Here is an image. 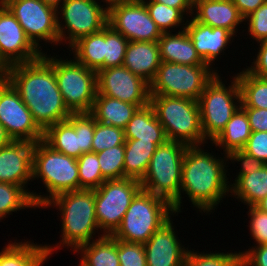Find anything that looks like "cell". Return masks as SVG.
I'll return each instance as SVG.
<instances>
[{
  "mask_svg": "<svg viewBox=\"0 0 267 266\" xmlns=\"http://www.w3.org/2000/svg\"><path fill=\"white\" fill-rule=\"evenodd\" d=\"M45 4H47L48 6L56 9L58 11V9L61 7V5L66 1V0H42ZM62 3V4H60Z\"/></svg>",
  "mask_w": 267,
  "mask_h": 266,
  "instance_id": "cell-53",
  "label": "cell"
},
{
  "mask_svg": "<svg viewBox=\"0 0 267 266\" xmlns=\"http://www.w3.org/2000/svg\"><path fill=\"white\" fill-rule=\"evenodd\" d=\"M234 5L239 10L242 17L245 19L247 16L257 10L267 0H232Z\"/></svg>",
  "mask_w": 267,
  "mask_h": 266,
  "instance_id": "cell-49",
  "label": "cell"
},
{
  "mask_svg": "<svg viewBox=\"0 0 267 266\" xmlns=\"http://www.w3.org/2000/svg\"><path fill=\"white\" fill-rule=\"evenodd\" d=\"M34 143L13 140L0 148V182L26 188L32 181Z\"/></svg>",
  "mask_w": 267,
  "mask_h": 266,
  "instance_id": "cell-19",
  "label": "cell"
},
{
  "mask_svg": "<svg viewBox=\"0 0 267 266\" xmlns=\"http://www.w3.org/2000/svg\"><path fill=\"white\" fill-rule=\"evenodd\" d=\"M239 253L240 266H267V245H255Z\"/></svg>",
  "mask_w": 267,
  "mask_h": 266,
  "instance_id": "cell-46",
  "label": "cell"
},
{
  "mask_svg": "<svg viewBox=\"0 0 267 266\" xmlns=\"http://www.w3.org/2000/svg\"><path fill=\"white\" fill-rule=\"evenodd\" d=\"M187 147L173 140L160 144L140 181L142 190L163 198L173 206L180 196L182 164Z\"/></svg>",
  "mask_w": 267,
  "mask_h": 266,
  "instance_id": "cell-7",
  "label": "cell"
},
{
  "mask_svg": "<svg viewBox=\"0 0 267 266\" xmlns=\"http://www.w3.org/2000/svg\"><path fill=\"white\" fill-rule=\"evenodd\" d=\"M128 43L110 25L104 27V69L123 66Z\"/></svg>",
  "mask_w": 267,
  "mask_h": 266,
  "instance_id": "cell-35",
  "label": "cell"
},
{
  "mask_svg": "<svg viewBox=\"0 0 267 266\" xmlns=\"http://www.w3.org/2000/svg\"><path fill=\"white\" fill-rule=\"evenodd\" d=\"M41 178L49 196L32 192L35 206L44 208L54 196L80 189L77 158L52 149L43 140L34 143L32 180Z\"/></svg>",
  "mask_w": 267,
  "mask_h": 266,
  "instance_id": "cell-4",
  "label": "cell"
},
{
  "mask_svg": "<svg viewBox=\"0 0 267 266\" xmlns=\"http://www.w3.org/2000/svg\"><path fill=\"white\" fill-rule=\"evenodd\" d=\"M70 48L75 59L95 72L104 70V28L79 39Z\"/></svg>",
  "mask_w": 267,
  "mask_h": 266,
  "instance_id": "cell-32",
  "label": "cell"
},
{
  "mask_svg": "<svg viewBox=\"0 0 267 266\" xmlns=\"http://www.w3.org/2000/svg\"><path fill=\"white\" fill-rule=\"evenodd\" d=\"M31 42L41 49L39 41L59 43L58 12L42 0H4Z\"/></svg>",
  "mask_w": 267,
  "mask_h": 266,
  "instance_id": "cell-14",
  "label": "cell"
},
{
  "mask_svg": "<svg viewBox=\"0 0 267 266\" xmlns=\"http://www.w3.org/2000/svg\"><path fill=\"white\" fill-rule=\"evenodd\" d=\"M59 208L62 219L60 245L75 252L81 245L89 243L99 229L96 221L95 195L93 189H79L54 196L45 204ZM95 232V233H94Z\"/></svg>",
  "mask_w": 267,
  "mask_h": 266,
  "instance_id": "cell-3",
  "label": "cell"
},
{
  "mask_svg": "<svg viewBox=\"0 0 267 266\" xmlns=\"http://www.w3.org/2000/svg\"><path fill=\"white\" fill-rule=\"evenodd\" d=\"M172 225L170 219L143 244L147 266H184L188 248L181 246Z\"/></svg>",
  "mask_w": 267,
  "mask_h": 266,
  "instance_id": "cell-20",
  "label": "cell"
},
{
  "mask_svg": "<svg viewBox=\"0 0 267 266\" xmlns=\"http://www.w3.org/2000/svg\"><path fill=\"white\" fill-rule=\"evenodd\" d=\"M235 76L240 87L241 107L267 109V78L255 76L247 69Z\"/></svg>",
  "mask_w": 267,
  "mask_h": 266,
  "instance_id": "cell-33",
  "label": "cell"
},
{
  "mask_svg": "<svg viewBox=\"0 0 267 266\" xmlns=\"http://www.w3.org/2000/svg\"><path fill=\"white\" fill-rule=\"evenodd\" d=\"M241 108L247 114L252 132H267V109Z\"/></svg>",
  "mask_w": 267,
  "mask_h": 266,
  "instance_id": "cell-47",
  "label": "cell"
},
{
  "mask_svg": "<svg viewBox=\"0 0 267 266\" xmlns=\"http://www.w3.org/2000/svg\"><path fill=\"white\" fill-rule=\"evenodd\" d=\"M80 189H97L106 180L103 178L97 153H83L77 158Z\"/></svg>",
  "mask_w": 267,
  "mask_h": 266,
  "instance_id": "cell-36",
  "label": "cell"
},
{
  "mask_svg": "<svg viewBox=\"0 0 267 266\" xmlns=\"http://www.w3.org/2000/svg\"><path fill=\"white\" fill-rule=\"evenodd\" d=\"M41 245L29 241L9 243L0 252V266H42L55 248H60Z\"/></svg>",
  "mask_w": 267,
  "mask_h": 266,
  "instance_id": "cell-25",
  "label": "cell"
},
{
  "mask_svg": "<svg viewBox=\"0 0 267 266\" xmlns=\"http://www.w3.org/2000/svg\"><path fill=\"white\" fill-rule=\"evenodd\" d=\"M193 8L197 13L192 14L195 21L212 28H225L234 35L237 25L245 21L232 0H197Z\"/></svg>",
  "mask_w": 267,
  "mask_h": 266,
  "instance_id": "cell-22",
  "label": "cell"
},
{
  "mask_svg": "<svg viewBox=\"0 0 267 266\" xmlns=\"http://www.w3.org/2000/svg\"><path fill=\"white\" fill-rule=\"evenodd\" d=\"M125 143L98 152L97 157L105 180L124 178Z\"/></svg>",
  "mask_w": 267,
  "mask_h": 266,
  "instance_id": "cell-38",
  "label": "cell"
},
{
  "mask_svg": "<svg viewBox=\"0 0 267 266\" xmlns=\"http://www.w3.org/2000/svg\"><path fill=\"white\" fill-rule=\"evenodd\" d=\"M216 73L217 70L208 65H183L162 61L150 83V95L177 96L198 101L205 86Z\"/></svg>",
  "mask_w": 267,
  "mask_h": 266,
  "instance_id": "cell-10",
  "label": "cell"
},
{
  "mask_svg": "<svg viewBox=\"0 0 267 266\" xmlns=\"http://www.w3.org/2000/svg\"><path fill=\"white\" fill-rule=\"evenodd\" d=\"M220 78L216 73L198 99L203 135L211 141L222 132L232 115L241 107V93L236 76L228 87Z\"/></svg>",
  "mask_w": 267,
  "mask_h": 266,
  "instance_id": "cell-8",
  "label": "cell"
},
{
  "mask_svg": "<svg viewBox=\"0 0 267 266\" xmlns=\"http://www.w3.org/2000/svg\"><path fill=\"white\" fill-rule=\"evenodd\" d=\"M95 118L90 113H72L65 121L48 126L43 141L52 149L79 158L91 152Z\"/></svg>",
  "mask_w": 267,
  "mask_h": 266,
  "instance_id": "cell-13",
  "label": "cell"
},
{
  "mask_svg": "<svg viewBox=\"0 0 267 266\" xmlns=\"http://www.w3.org/2000/svg\"><path fill=\"white\" fill-rule=\"evenodd\" d=\"M76 252H81L80 263L83 266H120L117 239L113 236L101 234L98 239L81 245Z\"/></svg>",
  "mask_w": 267,
  "mask_h": 266,
  "instance_id": "cell-30",
  "label": "cell"
},
{
  "mask_svg": "<svg viewBox=\"0 0 267 266\" xmlns=\"http://www.w3.org/2000/svg\"><path fill=\"white\" fill-rule=\"evenodd\" d=\"M12 183L0 182V221L12 212L25 208L35 209L32 192Z\"/></svg>",
  "mask_w": 267,
  "mask_h": 266,
  "instance_id": "cell-34",
  "label": "cell"
},
{
  "mask_svg": "<svg viewBox=\"0 0 267 266\" xmlns=\"http://www.w3.org/2000/svg\"><path fill=\"white\" fill-rule=\"evenodd\" d=\"M108 25L128 41L156 42L162 35L142 0H128L109 5Z\"/></svg>",
  "mask_w": 267,
  "mask_h": 266,
  "instance_id": "cell-16",
  "label": "cell"
},
{
  "mask_svg": "<svg viewBox=\"0 0 267 266\" xmlns=\"http://www.w3.org/2000/svg\"><path fill=\"white\" fill-rule=\"evenodd\" d=\"M124 143V129L99 123L95 120V131L92 140L91 152L98 153Z\"/></svg>",
  "mask_w": 267,
  "mask_h": 266,
  "instance_id": "cell-40",
  "label": "cell"
},
{
  "mask_svg": "<svg viewBox=\"0 0 267 266\" xmlns=\"http://www.w3.org/2000/svg\"><path fill=\"white\" fill-rule=\"evenodd\" d=\"M139 107L106 95H96L90 114L99 123L125 129Z\"/></svg>",
  "mask_w": 267,
  "mask_h": 266,
  "instance_id": "cell-27",
  "label": "cell"
},
{
  "mask_svg": "<svg viewBox=\"0 0 267 266\" xmlns=\"http://www.w3.org/2000/svg\"><path fill=\"white\" fill-rule=\"evenodd\" d=\"M178 33H162L158 39L161 61L183 65H206L197 54L185 26ZM172 33V34H171Z\"/></svg>",
  "mask_w": 267,
  "mask_h": 266,
  "instance_id": "cell-24",
  "label": "cell"
},
{
  "mask_svg": "<svg viewBox=\"0 0 267 266\" xmlns=\"http://www.w3.org/2000/svg\"><path fill=\"white\" fill-rule=\"evenodd\" d=\"M58 88L71 113H90L97 94V72L73 60L52 57Z\"/></svg>",
  "mask_w": 267,
  "mask_h": 266,
  "instance_id": "cell-9",
  "label": "cell"
},
{
  "mask_svg": "<svg viewBox=\"0 0 267 266\" xmlns=\"http://www.w3.org/2000/svg\"><path fill=\"white\" fill-rule=\"evenodd\" d=\"M10 67L0 54V81L7 79Z\"/></svg>",
  "mask_w": 267,
  "mask_h": 266,
  "instance_id": "cell-52",
  "label": "cell"
},
{
  "mask_svg": "<svg viewBox=\"0 0 267 266\" xmlns=\"http://www.w3.org/2000/svg\"><path fill=\"white\" fill-rule=\"evenodd\" d=\"M260 47L256 59L252 62L253 66L247 70L255 76L267 78V40L259 42Z\"/></svg>",
  "mask_w": 267,
  "mask_h": 266,
  "instance_id": "cell-48",
  "label": "cell"
},
{
  "mask_svg": "<svg viewBox=\"0 0 267 266\" xmlns=\"http://www.w3.org/2000/svg\"><path fill=\"white\" fill-rule=\"evenodd\" d=\"M58 10L65 22L61 24L58 16L59 43L68 40L69 47L85 36L100 32L108 24V6L104 8L96 0H66Z\"/></svg>",
  "mask_w": 267,
  "mask_h": 266,
  "instance_id": "cell-12",
  "label": "cell"
},
{
  "mask_svg": "<svg viewBox=\"0 0 267 266\" xmlns=\"http://www.w3.org/2000/svg\"><path fill=\"white\" fill-rule=\"evenodd\" d=\"M7 80L18 91L33 120L44 131L72 114L66 107L52 68V57L43 55L32 62L10 67Z\"/></svg>",
  "mask_w": 267,
  "mask_h": 266,
  "instance_id": "cell-1",
  "label": "cell"
},
{
  "mask_svg": "<svg viewBox=\"0 0 267 266\" xmlns=\"http://www.w3.org/2000/svg\"><path fill=\"white\" fill-rule=\"evenodd\" d=\"M232 186V187H231ZM230 193L236 199L248 206H255L267 195V164L258 171H252L248 175L241 176L235 183L230 185Z\"/></svg>",
  "mask_w": 267,
  "mask_h": 266,
  "instance_id": "cell-31",
  "label": "cell"
},
{
  "mask_svg": "<svg viewBox=\"0 0 267 266\" xmlns=\"http://www.w3.org/2000/svg\"><path fill=\"white\" fill-rule=\"evenodd\" d=\"M187 22L183 25H185V30L191 38L197 54L210 67L220 53L224 52L234 34L225 28H212L194 19Z\"/></svg>",
  "mask_w": 267,
  "mask_h": 266,
  "instance_id": "cell-21",
  "label": "cell"
},
{
  "mask_svg": "<svg viewBox=\"0 0 267 266\" xmlns=\"http://www.w3.org/2000/svg\"><path fill=\"white\" fill-rule=\"evenodd\" d=\"M250 215V235H252L257 245H267V213L256 206H249Z\"/></svg>",
  "mask_w": 267,
  "mask_h": 266,
  "instance_id": "cell-43",
  "label": "cell"
},
{
  "mask_svg": "<svg viewBox=\"0 0 267 266\" xmlns=\"http://www.w3.org/2000/svg\"><path fill=\"white\" fill-rule=\"evenodd\" d=\"M123 1H128V0H103V2L106 3V6H109L117 2H123Z\"/></svg>",
  "mask_w": 267,
  "mask_h": 266,
  "instance_id": "cell-55",
  "label": "cell"
},
{
  "mask_svg": "<svg viewBox=\"0 0 267 266\" xmlns=\"http://www.w3.org/2000/svg\"><path fill=\"white\" fill-rule=\"evenodd\" d=\"M117 256L120 266H147L142 243H129L117 239Z\"/></svg>",
  "mask_w": 267,
  "mask_h": 266,
  "instance_id": "cell-41",
  "label": "cell"
},
{
  "mask_svg": "<svg viewBox=\"0 0 267 266\" xmlns=\"http://www.w3.org/2000/svg\"><path fill=\"white\" fill-rule=\"evenodd\" d=\"M223 158L217 159L205 152L200 145L188 146L183 157L181 188L178 201L173 205L175 213L181 212L182 195L185 191L199 211L215 210L222 198L230 192Z\"/></svg>",
  "mask_w": 267,
  "mask_h": 266,
  "instance_id": "cell-2",
  "label": "cell"
},
{
  "mask_svg": "<svg viewBox=\"0 0 267 266\" xmlns=\"http://www.w3.org/2000/svg\"><path fill=\"white\" fill-rule=\"evenodd\" d=\"M0 54L10 66L32 62L43 55L3 3H0Z\"/></svg>",
  "mask_w": 267,
  "mask_h": 266,
  "instance_id": "cell-18",
  "label": "cell"
},
{
  "mask_svg": "<svg viewBox=\"0 0 267 266\" xmlns=\"http://www.w3.org/2000/svg\"><path fill=\"white\" fill-rule=\"evenodd\" d=\"M242 150L267 164V132H252Z\"/></svg>",
  "mask_w": 267,
  "mask_h": 266,
  "instance_id": "cell-44",
  "label": "cell"
},
{
  "mask_svg": "<svg viewBox=\"0 0 267 266\" xmlns=\"http://www.w3.org/2000/svg\"><path fill=\"white\" fill-rule=\"evenodd\" d=\"M141 189L140 181L132 178L106 180L94 189L96 221L103 235L112 236L116 232Z\"/></svg>",
  "mask_w": 267,
  "mask_h": 266,
  "instance_id": "cell-11",
  "label": "cell"
},
{
  "mask_svg": "<svg viewBox=\"0 0 267 266\" xmlns=\"http://www.w3.org/2000/svg\"><path fill=\"white\" fill-rule=\"evenodd\" d=\"M157 147L154 142L125 139L124 178L141 181Z\"/></svg>",
  "mask_w": 267,
  "mask_h": 266,
  "instance_id": "cell-28",
  "label": "cell"
},
{
  "mask_svg": "<svg viewBox=\"0 0 267 266\" xmlns=\"http://www.w3.org/2000/svg\"><path fill=\"white\" fill-rule=\"evenodd\" d=\"M171 213L175 214L169 202L141 189L112 236L124 242L144 244L170 220Z\"/></svg>",
  "mask_w": 267,
  "mask_h": 266,
  "instance_id": "cell-6",
  "label": "cell"
},
{
  "mask_svg": "<svg viewBox=\"0 0 267 266\" xmlns=\"http://www.w3.org/2000/svg\"><path fill=\"white\" fill-rule=\"evenodd\" d=\"M132 103L139 108L150 104V84L124 66L97 72V94Z\"/></svg>",
  "mask_w": 267,
  "mask_h": 266,
  "instance_id": "cell-17",
  "label": "cell"
},
{
  "mask_svg": "<svg viewBox=\"0 0 267 266\" xmlns=\"http://www.w3.org/2000/svg\"><path fill=\"white\" fill-rule=\"evenodd\" d=\"M150 105L164 128L167 140L187 146L206 143L198 101L185 97L150 95Z\"/></svg>",
  "mask_w": 267,
  "mask_h": 266,
  "instance_id": "cell-5",
  "label": "cell"
},
{
  "mask_svg": "<svg viewBox=\"0 0 267 266\" xmlns=\"http://www.w3.org/2000/svg\"><path fill=\"white\" fill-rule=\"evenodd\" d=\"M142 1L161 33H168L170 32L168 29L177 28L185 21L184 14L179 9L151 0L149 2L147 0Z\"/></svg>",
  "mask_w": 267,
  "mask_h": 266,
  "instance_id": "cell-37",
  "label": "cell"
},
{
  "mask_svg": "<svg viewBox=\"0 0 267 266\" xmlns=\"http://www.w3.org/2000/svg\"><path fill=\"white\" fill-rule=\"evenodd\" d=\"M0 123L12 140L31 143L43 140V130L7 79L0 81Z\"/></svg>",
  "mask_w": 267,
  "mask_h": 266,
  "instance_id": "cell-15",
  "label": "cell"
},
{
  "mask_svg": "<svg viewBox=\"0 0 267 266\" xmlns=\"http://www.w3.org/2000/svg\"><path fill=\"white\" fill-rule=\"evenodd\" d=\"M184 266H240V253H197L188 250Z\"/></svg>",
  "mask_w": 267,
  "mask_h": 266,
  "instance_id": "cell-39",
  "label": "cell"
},
{
  "mask_svg": "<svg viewBox=\"0 0 267 266\" xmlns=\"http://www.w3.org/2000/svg\"><path fill=\"white\" fill-rule=\"evenodd\" d=\"M248 21V32L256 42L267 40V2L245 18Z\"/></svg>",
  "mask_w": 267,
  "mask_h": 266,
  "instance_id": "cell-42",
  "label": "cell"
},
{
  "mask_svg": "<svg viewBox=\"0 0 267 266\" xmlns=\"http://www.w3.org/2000/svg\"><path fill=\"white\" fill-rule=\"evenodd\" d=\"M255 206L258 209L267 213V195L262 200H260Z\"/></svg>",
  "mask_w": 267,
  "mask_h": 266,
  "instance_id": "cell-54",
  "label": "cell"
},
{
  "mask_svg": "<svg viewBox=\"0 0 267 266\" xmlns=\"http://www.w3.org/2000/svg\"><path fill=\"white\" fill-rule=\"evenodd\" d=\"M251 127L246 112L240 107L226 123L222 132L212 141L225 149V156L235 150H242L251 135Z\"/></svg>",
  "mask_w": 267,
  "mask_h": 266,
  "instance_id": "cell-29",
  "label": "cell"
},
{
  "mask_svg": "<svg viewBox=\"0 0 267 266\" xmlns=\"http://www.w3.org/2000/svg\"><path fill=\"white\" fill-rule=\"evenodd\" d=\"M12 141V138L9 136L4 126L0 123V148L7 146Z\"/></svg>",
  "mask_w": 267,
  "mask_h": 266,
  "instance_id": "cell-51",
  "label": "cell"
},
{
  "mask_svg": "<svg viewBox=\"0 0 267 266\" xmlns=\"http://www.w3.org/2000/svg\"><path fill=\"white\" fill-rule=\"evenodd\" d=\"M124 133L125 139L154 142L157 146L167 140L164 128L150 104L136 111L124 129Z\"/></svg>",
  "mask_w": 267,
  "mask_h": 266,
  "instance_id": "cell-26",
  "label": "cell"
},
{
  "mask_svg": "<svg viewBox=\"0 0 267 266\" xmlns=\"http://www.w3.org/2000/svg\"><path fill=\"white\" fill-rule=\"evenodd\" d=\"M232 160V161H238L241 162V168L239 169L240 172L238 173V176L235 178V182L244 175L250 174L252 171H258L264 163L252 155L247 154L243 150H235L230 152L227 155L226 161Z\"/></svg>",
  "mask_w": 267,
  "mask_h": 266,
  "instance_id": "cell-45",
  "label": "cell"
},
{
  "mask_svg": "<svg viewBox=\"0 0 267 266\" xmlns=\"http://www.w3.org/2000/svg\"><path fill=\"white\" fill-rule=\"evenodd\" d=\"M158 41H129L123 66L149 84L157 74L161 64Z\"/></svg>",
  "mask_w": 267,
  "mask_h": 266,
  "instance_id": "cell-23",
  "label": "cell"
},
{
  "mask_svg": "<svg viewBox=\"0 0 267 266\" xmlns=\"http://www.w3.org/2000/svg\"><path fill=\"white\" fill-rule=\"evenodd\" d=\"M154 2H159L164 5L179 9L183 14H190L192 15L194 13L193 4L194 2L192 0H151ZM189 12V13H188Z\"/></svg>",
  "mask_w": 267,
  "mask_h": 266,
  "instance_id": "cell-50",
  "label": "cell"
}]
</instances>
